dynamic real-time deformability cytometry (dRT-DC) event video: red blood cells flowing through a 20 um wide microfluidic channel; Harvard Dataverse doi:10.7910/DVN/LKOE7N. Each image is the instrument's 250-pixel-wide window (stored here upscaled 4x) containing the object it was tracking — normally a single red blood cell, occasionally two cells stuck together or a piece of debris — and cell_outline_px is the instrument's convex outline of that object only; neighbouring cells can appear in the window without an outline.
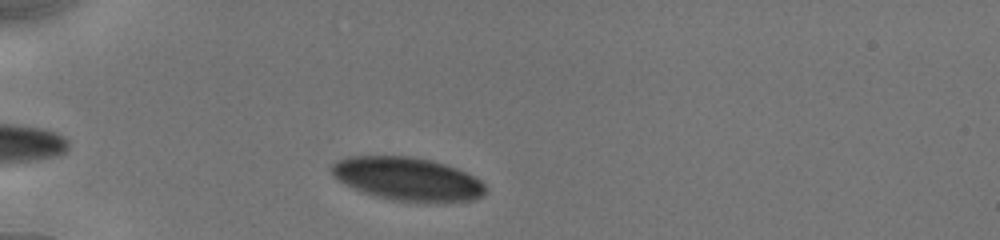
{"species": "human", "species_latin": "Homo sapiens", "temperature_condition": "cold", "stored_images_in_passage": 23, "camera_frame_rate_fps": 3000, "um_per_image_px": 0.085, "donor": {"sex": "male"}, "frame": {"image": 1, "passage_image": 2, "time_ms": 0.333, "image_size_px": [1000, 240], "cell_outline_px": [[488, 188], [480, 196], [472, 200], [436, 204], [392, 200], [372, 196], [340, 180], [332, 172], [332, 164], [336, 160], [348, 156], [408, 156], [432, 160], [456, 168], [480, 180]], "centroid_in_image_um": [34.68, 15.23], "position_along_channel_um": 50.3, "area_um2": 38.9}}
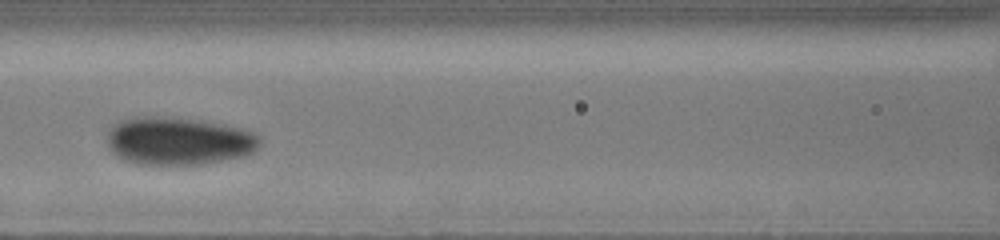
{"frame": {"image": 2, "passage_image": 11, "time_ms": 3.667, "image_size_px": [1000, 240], "cell_outline_px": [[260, 144], [252, 152], [244, 156], [200, 164], [136, 164], [124, 160], [116, 156], [112, 152], [108, 144], [108, 132], [112, 124], [120, 120], [136, 116], [172, 116], [200, 120], [224, 124], [244, 128], [256, 132], [260, 136]], "centroid_in_image_um": [15.17, 11.96], "position_along_channel_um": 151.4, "area_um2": 43.12}}
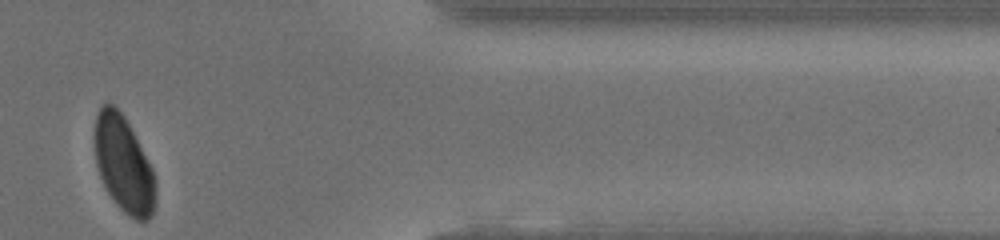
{"frame": {"image": 3, "passage_image": 23, "time_ms": 10.667, "image_size_px": [1000, 240], "cell_outline_px": [[156, 204], [148, 220], [136, 220], [128, 216], [116, 204], [108, 192], [100, 176], [96, 164], [92, 136], [96, 112], [104, 104], [112, 104], [124, 116], [152, 168], [156, 180]], "centroid_in_image_um": [10.48, 13.97], "position_along_channel_um": 400.9, "area_um2": 34.33}, "authors_computed_cell_mechanics": {"area_um2": 41.3848, "velocity_mm_per_s": 3.8806, "shape_relaxation_time_tau1_ms": 3.8407, "shape_relaxation_time_tau2_ms": null, "deformation_change_tau1": 0.0735, "deformation_change_tau2": null}}